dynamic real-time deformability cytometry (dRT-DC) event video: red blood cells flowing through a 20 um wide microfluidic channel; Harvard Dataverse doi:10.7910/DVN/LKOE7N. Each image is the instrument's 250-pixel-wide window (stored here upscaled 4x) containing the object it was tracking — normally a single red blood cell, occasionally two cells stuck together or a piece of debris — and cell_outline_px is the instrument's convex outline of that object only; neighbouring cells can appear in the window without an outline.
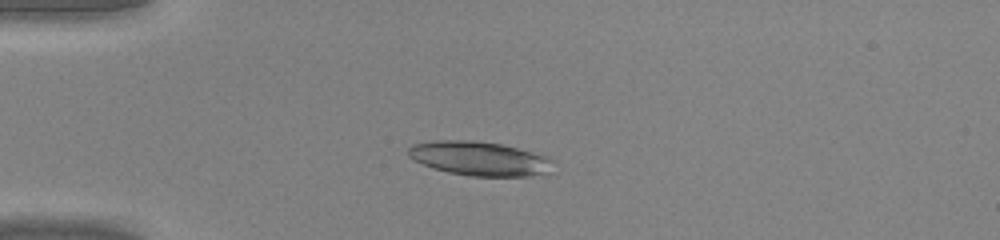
{"species": "common noctule bat (a hibernating species)", "species_latin": "Nyctalus noctula", "temperature_condition": "warm", "stored_images_in_passage": 46, "camera_frame_rate_fps": 3000, "um_per_image_px": 0.085, "animal": {"sex": "male", "body_mass_g": 20.0, "forearm_length_mm": 53.3}, "frame": {"image": 1, "passage_image": 13, "time_ms": 4.0, "image_size_px": [1000, 240], "cell_outline_px": [[552, 160], [544, 172], [528, 176], [468, 176], [448, 172], [432, 168], [408, 156], [408, 148], [412, 144], [436, 140], [472, 140], [500, 144], [548, 156]], "centroid_in_image_um": [40.67, 13.46], "position_along_channel_um": 44.3, "area_um2": 28.32}}
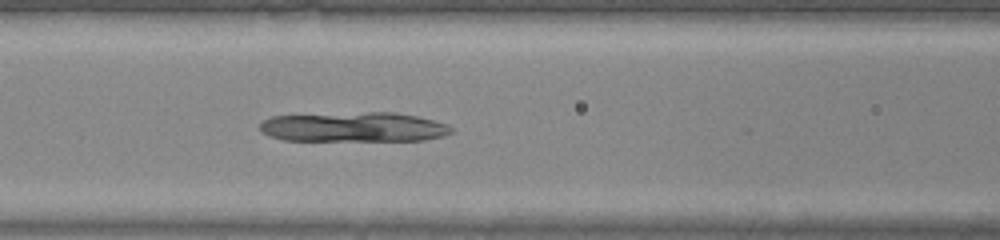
{"frame": {"image": 2, "passage_image": 21, "time_ms": 6.667, "image_size_px": [1000, 240], "cell_outline_px": [[452, 132], [444, 136], [424, 140], [284, 140], [268, 136], [260, 132], [260, 124], [264, 120], [272, 116], [368, 112], [396, 112], [416, 116], [448, 124], [452, 128]], "centroid_in_image_um": [30.07, 10.8], "position_along_channel_um": 136.5, "area_um2": 33.06}}
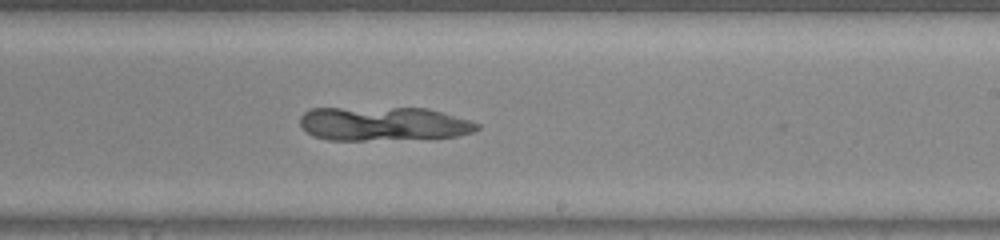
{"frame": {"image": 3, "passage_image": 29, "time_ms": 9.333, "image_size_px": [1000, 240], "cell_outline_px": [[480, 128], [472, 132], [456, 136], [364, 140], [328, 140], [312, 136], [300, 124], [300, 116], [304, 112], [312, 108], [428, 108], [472, 120], [480, 124]], "centroid_in_image_um": [32.59, 10.51], "position_along_channel_um": 256.4, "area_um2": 34.91}}